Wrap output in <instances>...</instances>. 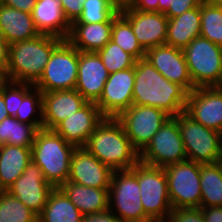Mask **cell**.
Returning <instances> with one entry per match:
<instances>
[{"instance_id": "6da1fadb", "label": "cell", "mask_w": 222, "mask_h": 222, "mask_svg": "<svg viewBox=\"0 0 222 222\" xmlns=\"http://www.w3.org/2000/svg\"><path fill=\"white\" fill-rule=\"evenodd\" d=\"M133 103L156 107L170 117L184 112L188 92L180 85L167 80L145 58L136 60Z\"/></svg>"}, {"instance_id": "7a4b0ae2", "label": "cell", "mask_w": 222, "mask_h": 222, "mask_svg": "<svg viewBox=\"0 0 222 222\" xmlns=\"http://www.w3.org/2000/svg\"><path fill=\"white\" fill-rule=\"evenodd\" d=\"M84 148L113 171L129 170L139 161V152L132 146L122 124L112 117L104 118Z\"/></svg>"}, {"instance_id": "3957f363", "label": "cell", "mask_w": 222, "mask_h": 222, "mask_svg": "<svg viewBox=\"0 0 222 222\" xmlns=\"http://www.w3.org/2000/svg\"><path fill=\"white\" fill-rule=\"evenodd\" d=\"M62 39L42 35L9 45L8 66L3 79L35 84L43 74L53 49Z\"/></svg>"}, {"instance_id": "277c9868", "label": "cell", "mask_w": 222, "mask_h": 222, "mask_svg": "<svg viewBox=\"0 0 222 222\" xmlns=\"http://www.w3.org/2000/svg\"><path fill=\"white\" fill-rule=\"evenodd\" d=\"M75 149L54 130L42 128L37 131L31 146L32 161L41 168L45 180L58 188L69 179Z\"/></svg>"}, {"instance_id": "5b68a950", "label": "cell", "mask_w": 222, "mask_h": 222, "mask_svg": "<svg viewBox=\"0 0 222 222\" xmlns=\"http://www.w3.org/2000/svg\"><path fill=\"white\" fill-rule=\"evenodd\" d=\"M130 170L137 177L145 214L153 222H164L173 209L164 168L151 166L139 160Z\"/></svg>"}, {"instance_id": "8992f818", "label": "cell", "mask_w": 222, "mask_h": 222, "mask_svg": "<svg viewBox=\"0 0 222 222\" xmlns=\"http://www.w3.org/2000/svg\"><path fill=\"white\" fill-rule=\"evenodd\" d=\"M195 88L222 87V47L202 36L183 49Z\"/></svg>"}, {"instance_id": "52a82bcc", "label": "cell", "mask_w": 222, "mask_h": 222, "mask_svg": "<svg viewBox=\"0 0 222 222\" xmlns=\"http://www.w3.org/2000/svg\"><path fill=\"white\" fill-rule=\"evenodd\" d=\"M79 50L67 39L52 51L42 76L34 87L42 93L73 90L78 77Z\"/></svg>"}, {"instance_id": "ba28073f", "label": "cell", "mask_w": 222, "mask_h": 222, "mask_svg": "<svg viewBox=\"0 0 222 222\" xmlns=\"http://www.w3.org/2000/svg\"><path fill=\"white\" fill-rule=\"evenodd\" d=\"M139 188L137 177L130 169L113 171L109 186V209L121 222H153L143 210Z\"/></svg>"}, {"instance_id": "9c48e42d", "label": "cell", "mask_w": 222, "mask_h": 222, "mask_svg": "<svg viewBox=\"0 0 222 222\" xmlns=\"http://www.w3.org/2000/svg\"><path fill=\"white\" fill-rule=\"evenodd\" d=\"M178 128L187 160L199 164H214L220 158V132L206 128L185 112L178 114Z\"/></svg>"}, {"instance_id": "30bf717a", "label": "cell", "mask_w": 222, "mask_h": 222, "mask_svg": "<svg viewBox=\"0 0 222 222\" xmlns=\"http://www.w3.org/2000/svg\"><path fill=\"white\" fill-rule=\"evenodd\" d=\"M173 209L200 208V164L186 160L164 167Z\"/></svg>"}, {"instance_id": "8fae6325", "label": "cell", "mask_w": 222, "mask_h": 222, "mask_svg": "<svg viewBox=\"0 0 222 222\" xmlns=\"http://www.w3.org/2000/svg\"><path fill=\"white\" fill-rule=\"evenodd\" d=\"M145 164L166 167L187 160L183 140L178 128V115L170 117L139 153Z\"/></svg>"}, {"instance_id": "7c38bea8", "label": "cell", "mask_w": 222, "mask_h": 222, "mask_svg": "<svg viewBox=\"0 0 222 222\" xmlns=\"http://www.w3.org/2000/svg\"><path fill=\"white\" fill-rule=\"evenodd\" d=\"M170 116L150 106L132 104L116 119L122 124L132 146L140 153Z\"/></svg>"}, {"instance_id": "4fadbf2b", "label": "cell", "mask_w": 222, "mask_h": 222, "mask_svg": "<svg viewBox=\"0 0 222 222\" xmlns=\"http://www.w3.org/2000/svg\"><path fill=\"white\" fill-rule=\"evenodd\" d=\"M135 66L109 74L100 99L95 103L105 117L116 118L133 103Z\"/></svg>"}, {"instance_id": "5bb4252c", "label": "cell", "mask_w": 222, "mask_h": 222, "mask_svg": "<svg viewBox=\"0 0 222 222\" xmlns=\"http://www.w3.org/2000/svg\"><path fill=\"white\" fill-rule=\"evenodd\" d=\"M184 112L206 128L222 132V87H200L188 93Z\"/></svg>"}, {"instance_id": "9a60e30c", "label": "cell", "mask_w": 222, "mask_h": 222, "mask_svg": "<svg viewBox=\"0 0 222 222\" xmlns=\"http://www.w3.org/2000/svg\"><path fill=\"white\" fill-rule=\"evenodd\" d=\"M54 187L45 180L41 168L31 161L23 174L7 189L37 215L44 209Z\"/></svg>"}, {"instance_id": "2e32d148", "label": "cell", "mask_w": 222, "mask_h": 222, "mask_svg": "<svg viewBox=\"0 0 222 222\" xmlns=\"http://www.w3.org/2000/svg\"><path fill=\"white\" fill-rule=\"evenodd\" d=\"M147 59L167 80L182 86L188 93L195 89L182 49L161 45L146 50Z\"/></svg>"}, {"instance_id": "e0dca14e", "label": "cell", "mask_w": 222, "mask_h": 222, "mask_svg": "<svg viewBox=\"0 0 222 222\" xmlns=\"http://www.w3.org/2000/svg\"><path fill=\"white\" fill-rule=\"evenodd\" d=\"M120 12L130 21L135 37L145 51L165 45L168 18L164 13L138 11L130 6L120 9Z\"/></svg>"}, {"instance_id": "ac0fdd59", "label": "cell", "mask_w": 222, "mask_h": 222, "mask_svg": "<svg viewBox=\"0 0 222 222\" xmlns=\"http://www.w3.org/2000/svg\"><path fill=\"white\" fill-rule=\"evenodd\" d=\"M104 118L97 105L94 102H88L79 111L60 122L53 130L68 144L75 148H84L89 136Z\"/></svg>"}, {"instance_id": "d6986e66", "label": "cell", "mask_w": 222, "mask_h": 222, "mask_svg": "<svg viewBox=\"0 0 222 222\" xmlns=\"http://www.w3.org/2000/svg\"><path fill=\"white\" fill-rule=\"evenodd\" d=\"M113 170L85 148H76L70 162L68 181L93 188H109Z\"/></svg>"}, {"instance_id": "ffe728a7", "label": "cell", "mask_w": 222, "mask_h": 222, "mask_svg": "<svg viewBox=\"0 0 222 222\" xmlns=\"http://www.w3.org/2000/svg\"><path fill=\"white\" fill-rule=\"evenodd\" d=\"M109 77L107 68L97 52L79 51L78 77L75 89L87 102L96 103Z\"/></svg>"}, {"instance_id": "44dd1931", "label": "cell", "mask_w": 222, "mask_h": 222, "mask_svg": "<svg viewBox=\"0 0 222 222\" xmlns=\"http://www.w3.org/2000/svg\"><path fill=\"white\" fill-rule=\"evenodd\" d=\"M87 103L76 89L42 93L43 128L53 130Z\"/></svg>"}, {"instance_id": "7402d4cb", "label": "cell", "mask_w": 222, "mask_h": 222, "mask_svg": "<svg viewBox=\"0 0 222 222\" xmlns=\"http://www.w3.org/2000/svg\"><path fill=\"white\" fill-rule=\"evenodd\" d=\"M31 16L39 34L67 39L71 23L63 13L60 0H37Z\"/></svg>"}, {"instance_id": "603a6c76", "label": "cell", "mask_w": 222, "mask_h": 222, "mask_svg": "<svg viewBox=\"0 0 222 222\" xmlns=\"http://www.w3.org/2000/svg\"><path fill=\"white\" fill-rule=\"evenodd\" d=\"M0 34L9 45L40 35L30 13L4 4L0 8Z\"/></svg>"}, {"instance_id": "cb8c5ba5", "label": "cell", "mask_w": 222, "mask_h": 222, "mask_svg": "<svg viewBox=\"0 0 222 222\" xmlns=\"http://www.w3.org/2000/svg\"><path fill=\"white\" fill-rule=\"evenodd\" d=\"M82 215L109 208V188H93L67 181L59 187Z\"/></svg>"}, {"instance_id": "d4e9b609", "label": "cell", "mask_w": 222, "mask_h": 222, "mask_svg": "<svg viewBox=\"0 0 222 222\" xmlns=\"http://www.w3.org/2000/svg\"><path fill=\"white\" fill-rule=\"evenodd\" d=\"M113 23L71 24L67 40L79 51L98 52L111 40Z\"/></svg>"}, {"instance_id": "484cf974", "label": "cell", "mask_w": 222, "mask_h": 222, "mask_svg": "<svg viewBox=\"0 0 222 222\" xmlns=\"http://www.w3.org/2000/svg\"><path fill=\"white\" fill-rule=\"evenodd\" d=\"M200 5L182 15L168 19L167 39L165 44L184 49L192 40L200 36Z\"/></svg>"}, {"instance_id": "4316f807", "label": "cell", "mask_w": 222, "mask_h": 222, "mask_svg": "<svg viewBox=\"0 0 222 222\" xmlns=\"http://www.w3.org/2000/svg\"><path fill=\"white\" fill-rule=\"evenodd\" d=\"M31 161V147L3 144L0 149V190H7Z\"/></svg>"}, {"instance_id": "83f0119b", "label": "cell", "mask_w": 222, "mask_h": 222, "mask_svg": "<svg viewBox=\"0 0 222 222\" xmlns=\"http://www.w3.org/2000/svg\"><path fill=\"white\" fill-rule=\"evenodd\" d=\"M83 215L58 187L54 188L38 215V222H81Z\"/></svg>"}, {"instance_id": "f1b7e54d", "label": "cell", "mask_w": 222, "mask_h": 222, "mask_svg": "<svg viewBox=\"0 0 222 222\" xmlns=\"http://www.w3.org/2000/svg\"><path fill=\"white\" fill-rule=\"evenodd\" d=\"M200 207L222 206V163L200 164Z\"/></svg>"}, {"instance_id": "f546056e", "label": "cell", "mask_w": 222, "mask_h": 222, "mask_svg": "<svg viewBox=\"0 0 222 222\" xmlns=\"http://www.w3.org/2000/svg\"><path fill=\"white\" fill-rule=\"evenodd\" d=\"M37 131L34 125L19 122L14 116H8L0 122V142L2 145L31 147Z\"/></svg>"}, {"instance_id": "4dcf8cb0", "label": "cell", "mask_w": 222, "mask_h": 222, "mask_svg": "<svg viewBox=\"0 0 222 222\" xmlns=\"http://www.w3.org/2000/svg\"><path fill=\"white\" fill-rule=\"evenodd\" d=\"M111 40L136 60L145 58L146 51L138 43L130 21L120 11L113 19Z\"/></svg>"}, {"instance_id": "1f68e13d", "label": "cell", "mask_w": 222, "mask_h": 222, "mask_svg": "<svg viewBox=\"0 0 222 222\" xmlns=\"http://www.w3.org/2000/svg\"><path fill=\"white\" fill-rule=\"evenodd\" d=\"M200 36L222 47V4H200Z\"/></svg>"}, {"instance_id": "d6a6232c", "label": "cell", "mask_w": 222, "mask_h": 222, "mask_svg": "<svg viewBox=\"0 0 222 222\" xmlns=\"http://www.w3.org/2000/svg\"><path fill=\"white\" fill-rule=\"evenodd\" d=\"M119 11L111 0H86L81 15L71 24L113 23Z\"/></svg>"}, {"instance_id": "836d02e7", "label": "cell", "mask_w": 222, "mask_h": 222, "mask_svg": "<svg viewBox=\"0 0 222 222\" xmlns=\"http://www.w3.org/2000/svg\"><path fill=\"white\" fill-rule=\"evenodd\" d=\"M0 222H38V215L7 190H0Z\"/></svg>"}, {"instance_id": "e575fe53", "label": "cell", "mask_w": 222, "mask_h": 222, "mask_svg": "<svg viewBox=\"0 0 222 222\" xmlns=\"http://www.w3.org/2000/svg\"><path fill=\"white\" fill-rule=\"evenodd\" d=\"M42 115V92L34 87L20 102V107L14 117L19 122L34 125L39 130L43 128Z\"/></svg>"}, {"instance_id": "d590c367", "label": "cell", "mask_w": 222, "mask_h": 222, "mask_svg": "<svg viewBox=\"0 0 222 222\" xmlns=\"http://www.w3.org/2000/svg\"><path fill=\"white\" fill-rule=\"evenodd\" d=\"M109 74L134 67L136 59L110 40L98 52Z\"/></svg>"}, {"instance_id": "8d00e7d4", "label": "cell", "mask_w": 222, "mask_h": 222, "mask_svg": "<svg viewBox=\"0 0 222 222\" xmlns=\"http://www.w3.org/2000/svg\"><path fill=\"white\" fill-rule=\"evenodd\" d=\"M34 88L33 84L14 82L3 79L0 82V93L3 95L5 108L9 116H15L20 102Z\"/></svg>"}, {"instance_id": "74e56055", "label": "cell", "mask_w": 222, "mask_h": 222, "mask_svg": "<svg viewBox=\"0 0 222 222\" xmlns=\"http://www.w3.org/2000/svg\"><path fill=\"white\" fill-rule=\"evenodd\" d=\"M164 222H205L200 208L172 209Z\"/></svg>"}, {"instance_id": "f35d334b", "label": "cell", "mask_w": 222, "mask_h": 222, "mask_svg": "<svg viewBox=\"0 0 222 222\" xmlns=\"http://www.w3.org/2000/svg\"><path fill=\"white\" fill-rule=\"evenodd\" d=\"M202 2L203 0H171L170 8L164 14L168 19L174 18L190 9L198 7Z\"/></svg>"}, {"instance_id": "ab89813d", "label": "cell", "mask_w": 222, "mask_h": 222, "mask_svg": "<svg viewBox=\"0 0 222 222\" xmlns=\"http://www.w3.org/2000/svg\"><path fill=\"white\" fill-rule=\"evenodd\" d=\"M86 0H60L63 13L70 23L77 20L82 13Z\"/></svg>"}, {"instance_id": "60d3db41", "label": "cell", "mask_w": 222, "mask_h": 222, "mask_svg": "<svg viewBox=\"0 0 222 222\" xmlns=\"http://www.w3.org/2000/svg\"><path fill=\"white\" fill-rule=\"evenodd\" d=\"M81 222H121L117 215L109 208L88 215H83Z\"/></svg>"}, {"instance_id": "b9f144b4", "label": "cell", "mask_w": 222, "mask_h": 222, "mask_svg": "<svg viewBox=\"0 0 222 222\" xmlns=\"http://www.w3.org/2000/svg\"><path fill=\"white\" fill-rule=\"evenodd\" d=\"M130 7L144 12H159V0H134Z\"/></svg>"}, {"instance_id": "7bdbcfd3", "label": "cell", "mask_w": 222, "mask_h": 222, "mask_svg": "<svg viewBox=\"0 0 222 222\" xmlns=\"http://www.w3.org/2000/svg\"><path fill=\"white\" fill-rule=\"evenodd\" d=\"M2 2L6 6L31 14L37 0H2Z\"/></svg>"}, {"instance_id": "ee69618b", "label": "cell", "mask_w": 222, "mask_h": 222, "mask_svg": "<svg viewBox=\"0 0 222 222\" xmlns=\"http://www.w3.org/2000/svg\"><path fill=\"white\" fill-rule=\"evenodd\" d=\"M205 222H222V206L200 207Z\"/></svg>"}, {"instance_id": "f6af8a7d", "label": "cell", "mask_w": 222, "mask_h": 222, "mask_svg": "<svg viewBox=\"0 0 222 222\" xmlns=\"http://www.w3.org/2000/svg\"><path fill=\"white\" fill-rule=\"evenodd\" d=\"M9 44L0 34V75L4 78L8 66Z\"/></svg>"}, {"instance_id": "bcb514c9", "label": "cell", "mask_w": 222, "mask_h": 222, "mask_svg": "<svg viewBox=\"0 0 222 222\" xmlns=\"http://www.w3.org/2000/svg\"><path fill=\"white\" fill-rule=\"evenodd\" d=\"M112 3L120 10L130 6L134 0H111Z\"/></svg>"}, {"instance_id": "7dc6e473", "label": "cell", "mask_w": 222, "mask_h": 222, "mask_svg": "<svg viewBox=\"0 0 222 222\" xmlns=\"http://www.w3.org/2000/svg\"><path fill=\"white\" fill-rule=\"evenodd\" d=\"M9 115L7 114V109L5 108V103L3 100V95L0 93V122L7 118Z\"/></svg>"}, {"instance_id": "c3c4849f", "label": "cell", "mask_w": 222, "mask_h": 222, "mask_svg": "<svg viewBox=\"0 0 222 222\" xmlns=\"http://www.w3.org/2000/svg\"><path fill=\"white\" fill-rule=\"evenodd\" d=\"M171 5V0H159V12L165 13Z\"/></svg>"}, {"instance_id": "681fc988", "label": "cell", "mask_w": 222, "mask_h": 222, "mask_svg": "<svg viewBox=\"0 0 222 222\" xmlns=\"http://www.w3.org/2000/svg\"><path fill=\"white\" fill-rule=\"evenodd\" d=\"M220 158H219V162L222 163V132H220Z\"/></svg>"}, {"instance_id": "f907efd6", "label": "cell", "mask_w": 222, "mask_h": 222, "mask_svg": "<svg viewBox=\"0 0 222 222\" xmlns=\"http://www.w3.org/2000/svg\"><path fill=\"white\" fill-rule=\"evenodd\" d=\"M203 1L211 4H222V0H203Z\"/></svg>"}, {"instance_id": "816d5d0a", "label": "cell", "mask_w": 222, "mask_h": 222, "mask_svg": "<svg viewBox=\"0 0 222 222\" xmlns=\"http://www.w3.org/2000/svg\"><path fill=\"white\" fill-rule=\"evenodd\" d=\"M2 5H3V2H2V0H0V8L2 7Z\"/></svg>"}]
</instances>
